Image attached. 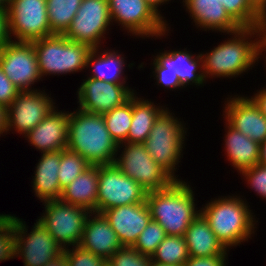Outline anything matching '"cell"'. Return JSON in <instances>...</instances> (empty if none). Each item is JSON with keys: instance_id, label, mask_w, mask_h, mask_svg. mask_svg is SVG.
<instances>
[{"instance_id": "44", "label": "cell", "mask_w": 266, "mask_h": 266, "mask_svg": "<svg viewBox=\"0 0 266 266\" xmlns=\"http://www.w3.org/2000/svg\"><path fill=\"white\" fill-rule=\"evenodd\" d=\"M8 129V109L6 106L0 104V137L1 135H7Z\"/></svg>"}, {"instance_id": "25", "label": "cell", "mask_w": 266, "mask_h": 266, "mask_svg": "<svg viewBox=\"0 0 266 266\" xmlns=\"http://www.w3.org/2000/svg\"><path fill=\"white\" fill-rule=\"evenodd\" d=\"M99 165H91L62 189L60 200L96 212Z\"/></svg>"}, {"instance_id": "15", "label": "cell", "mask_w": 266, "mask_h": 266, "mask_svg": "<svg viewBox=\"0 0 266 266\" xmlns=\"http://www.w3.org/2000/svg\"><path fill=\"white\" fill-rule=\"evenodd\" d=\"M54 99L45 90L20 91L8 109V129L22 136L26 135L36 125L56 108Z\"/></svg>"}, {"instance_id": "39", "label": "cell", "mask_w": 266, "mask_h": 266, "mask_svg": "<svg viewBox=\"0 0 266 266\" xmlns=\"http://www.w3.org/2000/svg\"><path fill=\"white\" fill-rule=\"evenodd\" d=\"M151 63L153 65L152 74L154 79L156 80L155 84L163 86L168 90H177L182 89L183 86L180 84L179 78L177 75H174L171 71H165V67H161L154 59Z\"/></svg>"}, {"instance_id": "35", "label": "cell", "mask_w": 266, "mask_h": 266, "mask_svg": "<svg viewBox=\"0 0 266 266\" xmlns=\"http://www.w3.org/2000/svg\"><path fill=\"white\" fill-rule=\"evenodd\" d=\"M15 229L11 214H0V262L15 257Z\"/></svg>"}, {"instance_id": "47", "label": "cell", "mask_w": 266, "mask_h": 266, "mask_svg": "<svg viewBox=\"0 0 266 266\" xmlns=\"http://www.w3.org/2000/svg\"><path fill=\"white\" fill-rule=\"evenodd\" d=\"M44 266H68V262L66 260V254L63 252L55 259L47 262Z\"/></svg>"}, {"instance_id": "24", "label": "cell", "mask_w": 266, "mask_h": 266, "mask_svg": "<svg viewBox=\"0 0 266 266\" xmlns=\"http://www.w3.org/2000/svg\"><path fill=\"white\" fill-rule=\"evenodd\" d=\"M225 125L224 151L231 166L240 173L259 163L260 144L234 129L226 121Z\"/></svg>"}, {"instance_id": "41", "label": "cell", "mask_w": 266, "mask_h": 266, "mask_svg": "<svg viewBox=\"0 0 266 266\" xmlns=\"http://www.w3.org/2000/svg\"><path fill=\"white\" fill-rule=\"evenodd\" d=\"M228 254H220L205 257H189L184 266H226Z\"/></svg>"}, {"instance_id": "20", "label": "cell", "mask_w": 266, "mask_h": 266, "mask_svg": "<svg viewBox=\"0 0 266 266\" xmlns=\"http://www.w3.org/2000/svg\"><path fill=\"white\" fill-rule=\"evenodd\" d=\"M182 3L197 29L230 34L242 28L219 0H183Z\"/></svg>"}, {"instance_id": "11", "label": "cell", "mask_w": 266, "mask_h": 266, "mask_svg": "<svg viewBox=\"0 0 266 266\" xmlns=\"http://www.w3.org/2000/svg\"><path fill=\"white\" fill-rule=\"evenodd\" d=\"M15 229V257H21L24 266H44L63 253L64 249L55 241L39 220L28 233L23 219L12 215Z\"/></svg>"}, {"instance_id": "2", "label": "cell", "mask_w": 266, "mask_h": 266, "mask_svg": "<svg viewBox=\"0 0 266 266\" xmlns=\"http://www.w3.org/2000/svg\"><path fill=\"white\" fill-rule=\"evenodd\" d=\"M75 111L69 112L67 148L80 154L91 165L113 164L118 144L107 130L103 115L79 108Z\"/></svg>"}, {"instance_id": "29", "label": "cell", "mask_w": 266, "mask_h": 266, "mask_svg": "<svg viewBox=\"0 0 266 266\" xmlns=\"http://www.w3.org/2000/svg\"><path fill=\"white\" fill-rule=\"evenodd\" d=\"M82 0H46L51 33L63 35L75 17Z\"/></svg>"}, {"instance_id": "1", "label": "cell", "mask_w": 266, "mask_h": 266, "mask_svg": "<svg viewBox=\"0 0 266 266\" xmlns=\"http://www.w3.org/2000/svg\"><path fill=\"white\" fill-rule=\"evenodd\" d=\"M232 37H231V36ZM210 52L203 53V71L207 78H233L252 69L263 55L262 27H242ZM252 38V39H251ZM253 38H255L253 40Z\"/></svg>"}, {"instance_id": "6", "label": "cell", "mask_w": 266, "mask_h": 266, "mask_svg": "<svg viewBox=\"0 0 266 266\" xmlns=\"http://www.w3.org/2000/svg\"><path fill=\"white\" fill-rule=\"evenodd\" d=\"M170 112V109L166 107L159 115L143 145L158 165L176 181H181L175 175V171L183 156L182 151L188 128L185 127L183 121H179L180 119L175 118Z\"/></svg>"}, {"instance_id": "10", "label": "cell", "mask_w": 266, "mask_h": 266, "mask_svg": "<svg viewBox=\"0 0 266 266\" xmlns=\"http://www.w3.org/2000/svg\"><path fill=\"white\" fill-rule=\"evenodd\" d=\"M96 212L146 201L147 191L113 164L99 165Z\"/></svg>"}, {"instance_id": "52", "label": "cell", "mask_w": 266, "mask_h": 266, "mask_svg": "<svg viewBox=\"0 0 266 266\" xmlns=\"http://www.w3.org/2000/svg\"><path fill=\"white\" fill-rule=\"evenodd\" d=\"M105 266H112L109 262H107L106 264H105Z\"/></svg>"}, {"instance_id": "51", "label": "cell", "mask_w": 266, "mask_h": 266, "mask_svg": "<svg viewBox=\"0 0 266 266\" xmlns=\"http://www.w3.org/2000/svg\"><path fill=\"white\" fill-rule=\"evenodd\" d=\"M151 266H172V265H162V264H158V263L152 262Z\"/></svg>"}, {"instance_id": "23", "label": "cell", "mask_w": 266, "mask_h": 266, "mask_svg": "<svg viewBox=\"0 0 266 266\" xmlns=\"http://www.w3.org/2000/svg\"><path fill=\"white\" fill-rule=\"evenodd\" d=\"M60 158L61 150L42 152L35 166L32 188L41 202L60 199L62 193L58 180Z\"/></svg>"}, {"instance_id": "36", "label": "cell", "mask_w": 266, "mask_h": 266, "mask_svg": "<svg viewBox=\"0 0 266 266\" xmlns=\"http://www.w3.org/2000/svg\"><path fill=\"white\" fill-rule=\"evenodd\" d=\"M112 266H151V256L141 254L133 247L122 246L109 259Z\"/></svg>"}, {"instance_id": "46", "label": "cell", "mask_w": 266, "mask_h": 266, "mask_svg": "<svg viewBox=\"0 0 266 266\" xmlns=\"http://www.w3.org/2000/svg\"><path fill=\"white\" fill-rule=\"evenodd\" d=\"M147 2V4L155 11V13L160 16L163 20L165 19V17H163L160 14V10L159 7L165 3H169V1L171 0H145Z\"/></svg>"}, {"instance_id": "21", "label": "cell", "mask_w": 266, "mask_h": 266, "mask_svg": "<svg viewBox=\"0 0 266 266\" xmlns=\"http://www.w3.org/2000/svg\"><path fill=\"white\" fill-rule=\"evenodd\" d=\"M165 71H171L177 75L183 88L188 85L204 86L206 83L203 71V59L199 53L197 56L183 50H164L153 57Z\"/></svg>"}, {"instance_id": "34", "label": "cell", "mask_w": 266, "mask_h": 266, "mask_svg": "<svg viewBox=\"0 0 266 266\" xmlns=\"http://www.w3.org/2000/svg\"><path fill=\"white\" fill-rule=\"evenodd\" d=\"M166 236L163 227L151 219L132 247L141 254L152 256Z\"/></svg>"}, {"instance_id": "16", "label": "cell", "mask_w": 266, "mask_h": 266, "mask_svg": "<svg viewBox=\"0 0 266 266\" xmlns=\"http://www.w3.org/2000/svg\"><path fill=\"white\" fill-rule=\"evenodd\" d=\"M135 93L126 83H110L87 77L77 91L78 108L103 115L122 106Z\"/></svg>"}, {"instance_id": "8", "label": "cell", "mask_w": 266, "mask_h": 266, "mask_svg": "<svg viewBox=\"0 0 266 266\" xmlns=\"http://www.w3.org/2000/svg\"><path fill=\"white\" fill-rule=\"evenodd\" d=\"M42 204L45 211L37 220L64 250L78 246L82 240L85 221L91 212L60 199L47 200Z\"/></svg>"}, {"instance_id": "49", "label": "cell", "mask_w": 266, "mask_h": 266, "mask_svg": "<svg viewBox=\"0 0 266 266\" xmlns=\"http://www.w3.org/2000/svg\"><path fill=\"white\" fill-rule=\"evenodd\" d=\"M262 29H263V49H262V51H264V53H266V16L263 19Z\"/></svg>"}, {"instance_id": "18", "label": "cell", "mask_w": 266, "mask_h": 266, "mask_svg": "<svg viewBox=\"0 0 266 266\" xmlns=\"http://www.w3.org/2000/svg\"><path fill=\"white\" fill-rule=\"evenodd\" d=\"M102 214L115 231L121 245L128 247L135 244L152 219L146 201L106 209Z\"/></svg>"}, {"instance_id": "40", "label": "cell", "mask_w": 266, "mask_h": 266, "mask_svg": "<svg viewBox=\"0 0 266 266\" xmlns=\"http://www.w3.org/2000/svg\"><path fill=\"white\" fill-rule=\"evenodd\" d=\"M19 92L20 90L4 74L0 67V104L8 108Z\"/></svg>"}, {"instance_id": "5", "label": "cell", "mask_w": 266, "mask_h": 266, "mask_svg": "<svg viewBox=\"0 0 266 266\" xmlns=\"http://www.w3.org/2000/svg\"><path fill=\"white\" fill-rule=\"evenodd\" d=\"M41 77L81 72L92 48L54 34L32 41Z\"/></svg>"}, {"instance_id": "7", "label": "cell", "mask_w": 266, "mask_h": 266, "mask_svg": "<svg viewBox=\"0 0 266 266\" xmlns=\"http://www.w3.org/2000/svg\"><path fill=\"white\" fill-rule=\"evenodd\" d=\"M117 152L121 154H116L120 156L115 158L114 164L123 174L139 183L147 192L166 189L176 181L153 160L143 143L119 144Z\"/></svg>"}, {"instance_id": "17", "label": "cell", "mask_w": 266, "mask_h": 266, "mask_svg": "<svg viewBox=\"0 0 266 266\" xmlns=\"http://www.w3.org/2000/svg\"><path fill=\"white\" fill-rule=\"evenodd\" d=\"M223 107L224 120L237 131L261 144L266 139V116L249 97L232 95Z\"/></svg>"}, {"instance_id": "53", "label": "cell", "mask_w": 266, "mask_h": 266, "mask_svg": "<svg viewBox=\"0 0 266 266\" xmlns=\"http://www.w3.org/2000/svg\"><path fill=\"white\" fill-rule=\"evenodd\" d=\"M265 57V59H266V55H265V53H264V55H263V58ZM265 64H266V60H265ZM266 69V68H265Z\"/></svg>"}, {"instance_id": "22", "label": "cell", "mask_w": 266, "mask_h": 266, "mask_svg": "<svg viewBox=\"0 0 266 266\" xmlns=\"http://www.w3.org/2000/svg\"><path fill=\"white\" fill-rule=\"evenodd\" d=\"M79 246L106 260L122 247L108 220L97 212L87 217Z\"/></svg>"}, {"instance_id": "50", "label": "cell", "mask_w": 266, "mask_h": 266, "mask_svg": "<svg viewBox=\"0 0 266 266\" xmlns=\"http://www.w3.org/2000/svg\"><path fill=\"white\" fill-rule=\"evenodd\" d=\"M10 4V0H0V8L7 10Z\"/></svg>"}, {"instance_id": "33", "label": "cell", "mask_w": 266, "mask_h": 266, "mask_svg": "<svg viewBox=\"0 0 266 266\" xmlns=\"http://www.w3.org/2000/svg\"><path fill=\"white\" fill-rule=\"evenodd\" d=\"M241 27H262L263 17L247 0H219Z\"/></svg>"}, {"instance_id": "42", "label": "cell", "mask_w": 266, "mask_h": 266, "mask_svg": "<svg viewBox=\"0 0 266 266\" xmlns=\"http://www.w3.org/2000/svg\"><path fill=\"white\" fill-rule=\"evenodd\" d=\"M12 38L10 35L8 12L0 8V49L6 46Z\"/></svg>"}, {"instance_id": "13", "label": "cell", "mask_w": 266, "mask_h": 266, "mask_svg": "<svg viewBox=\"0 0 266 266\" xmlns=\"http://www.w3.org/2000/svg\"><path fill=\"white\" fill-rule=\"evenodd\" d=\"M7 12L14 41L32 42L53 35L46 0H10Z\"/></svg>"}, {"instance_id": "28", "label": "cell", "mask_w": 266, "mask_h": 266, "mask_svg": "<svg viewBox=\"0 0 266 266\" xmlns=\"http://www.w3.org/2000/svg\"><path fill=\"white\" fill-rule=\"evenodd\" d=\"M132 95V121L126 139L127 143H144L159 115L166 109L154 102Z\"/></svg>"}, {"instance_id": "48", "label": "cell", "mask_w": 266, "mask_h": 266, "mask_svg": "<svg viewBox=\"0 0 266 266\" xmlns=\"http://www.w3.org/2000/svg\"><path fill=\"white\" fill-rule=\"evenodd\" d=\"M259 163L266 166V139L260 144Z\"/></svg>"}, {"instance_id": "43", "label": "cell", "mask_w": 266, "mask_h": 266, "mask_svg": "<svg viewBox=\"0 0 266 266\" xmlns=\"http://www.w3.org/2000/svg\"><path fill=\"white\" fill-rule=\"evenodd\" d=\"M266 87V85H265ZM263 87L257 93H254L250 98L254 101V103L259 107L261 113L266 116V88Z\"/></svg>"}, {"instance_id": "19", "label": "cell", "mask_w": 266, "mask_h": 266, "mask_svg": "<svg viewBox=\"0 0 266 266\" xmlns=\"http://www.w3.org/2000/svg\"><path fill=\"white\" fill-rule=\"evenodd\" d=\"M68 128L69 111L56 107L23 137L41 153L60 151L67 148Z\"/></svg>"}, {"instance_id": "9", "label": "cell", "mask_w": 266, "mask_h": 266, "mask_svg": "<svg viewBox=\"0 0 266 266\" xmlns=\"http://www.w3.org/2000/svg\"><path fill=\"white\" fill-rule=\"evenodd\" d=\"M112 24L139 38L167 35L170 28L166 20L158 16L145 0H107Z\"/></svg>"}, {"instance_id": "37", "label": "cell", "mask_w": 266, "mask_h": 266, "mask_svg": "<svg viewBox=\"0 0 266 266\" xmlns=\"http://www.w3.org/2000/svg\"><path fill=\"white\" fill-rule=\"evenodd\" d=\"M66 254L68 266H105L108 260L81 248L79 245L63 251Z\"/></svg>"}, {"instance_id": "4", "label": "cell", "mask_w": 266, "mask_h": 266, "mask_svg": "<svg viewBox=\"0 0 266 266\" xmlns=\"http://www.w3.org/2000/svg\"><path fill=\"white\" fill-rule=\"evenodd\" d=\"M195 199L191 185L183 180L175 181L166 189L147 192L146 195L152 220L159 223L169 236H184L191 222L199 215Z\"/></svg>"}, {"instance_id": "31", "label": "cell", "mask_w": 266, "mask_h": 266, "mask_svg": "<svg viewBox=\"0 0 266 266\" xmlns=\"http://www.w3.org/2000/svg\"><path fill=\"white\" fill-rule=\"evenodd\" d=\"M105 125L113 140L126 143L132 121V96L122 106L103 114Z\"/></svg>"}, {"instance_id": "3", "label": "cell", "mask_w": 266, "mask_h": 266, "mask_svg": "<svg viewBox=\"0 0 266 266\" xmlns=\"http://www.w3.org/2000/svg\"><path fill=\"white\" fill-rule=\"evenodd\" d=\"M232 195L212 199L200 209L217 239L229 250L252 239L258 224L247 201L240 195Z\"/></svg>"}, {"instance_id": "38", "label": "cell", "mask_w": 266, "mask_h": 266, "mask_svg": "<svg viewBox=\"0 0 266 266\" xmlns=\"http://www.w3.org/2000/svg\"><path fill=\"white\" fill-rule=\"evenodd\" d=\"M248 187L253 189L257 195L266 200V166L260 163L255 164L251 168H247L240 172ZM250 185V186H249Z\"/></svg>"}, {"instance_id": "26", "label": "cell", "mask_w": 266, "mask_h": 266, "mask_svg": "<svg viewBox=\"0 0 266 266\" xmlns=\"http://www.w3.org/2000/svg\"><path fill=\"white\" fill-rule=\"evenodd\" d=\"M184 239L190 257L215 256L229 252L217 239L201 213L189 225Z\"/></svg>"}, {"instance_id": "12", "label": "cell", "mask_w": 266, "mask_h": 266, "mask_svg": "<svg viewBox=\"0 0 266 266\" xmlns=\"http://www.w3.org/2000/svg\"><path fill=\"white\" fill-rule=\"evenodd\" d=\"M112 20L107 0H82L68 30L63 34L68 40L100 48L110 30Z\"/></svg>"}, {"instance_id": "30", "label": "cell", "mask_w": 266, "mask_h": 266, "mask_svg": "<svg viewBox=\"0 0 266 266\" xmlns=\"http://www.w3.org/2000/svg\"><path fill=\"white\" fill-rule=\"evenodd\" d=\"M189 257L184 236L167 235L152 254L151 260L162 265L184 266Z\"/></svg>"}, {"instance_id": "14", "label": "cell", "mask_w": 266, "mask_h": 266, "mask_svg": "<svg viewBox=\"0 0 266 266\" xmlns=\"http://www.w3.org/2000/svg\"><path fill=\"white\" fill-rule=\"evenodd\" d=\"M0 67L20 91L36 90L32 85L42 78L32 42L11 40L0 49Z\"/></svg>"}, {"instance_id": "45", "label": "cell", "mask_w": 266, "mask_h": 266, "mask_svg": "<svg viewBox=\"0 0 266 266\" xmlns=\"http://www.w3.org/2000/svg\"><path fill=\"white\" fill-rule=\"evenodd\" d=\"M250 5L264 18L266 16V0H247Z\"/></svg>"}, {"instance_id": "32", "label": "cell", "mask_w": 266, "mask_h": 266, "mask_svg": "<svg viewBox=\"0 0 266 266\" xmlns=\"http://www.w3.org/2000/svg\"><path fill=\"white\" fill-rule=\"evenodd\" d=\"M91 164L80 154L68 148L61 150L58 180L61 189L73 182L77 176L83 173Z\"/></svg>"}, {"instance_id": "27", "label": "cell", "mask_w": 266, "mask_h": 266, "mask_svg": "<svg viewBox=\"0 0 266 266\" xmlns=\"http://www.w3.org/2000/svg\"><path fill=\"white\" fill-rule=\"evenodd\" d=\"M124 58V55L117 50L104 49L102 51L101 47L92 49L86 63V70L89 68L92 72H89L91 75L88 77L110 83H126L128 78L123 75L127 60Z\"/></svg>"}]
</instances>
